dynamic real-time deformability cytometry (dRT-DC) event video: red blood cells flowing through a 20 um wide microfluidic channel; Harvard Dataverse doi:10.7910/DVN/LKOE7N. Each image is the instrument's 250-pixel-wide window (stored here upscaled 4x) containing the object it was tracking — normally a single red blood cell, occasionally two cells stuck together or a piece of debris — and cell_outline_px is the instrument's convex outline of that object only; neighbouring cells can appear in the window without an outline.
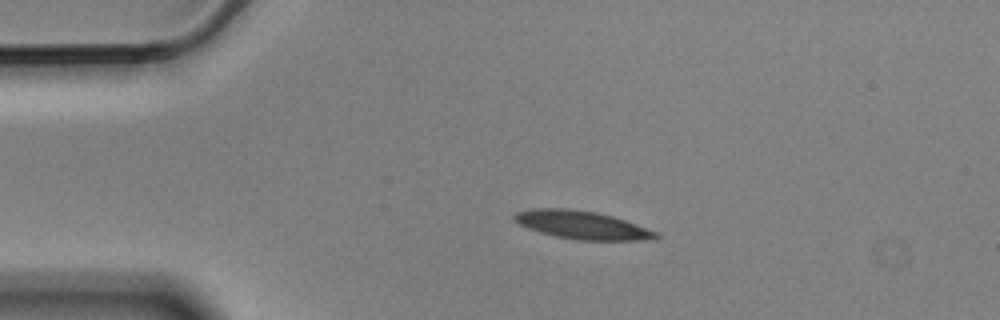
{"species": "Egyptian fruit bat (a non-hibernating species)", "species_latin": "Rousettus aegyptiacus", "temperature_condition": "cold", "stored_images_in_passage": 3, "camera_frame_rate_fps": 3000, "um_per_image_px": 0.085, "animal": {"sex": "male"}, "frame": {"image": 1, "passage_image": 2, "time_ms": 0.333, "image_size_px": [1000, 320], "cell_outline_px": [[660, 236], [640, 240], [576, 240], [556, 236], [540, 232], [528, 228], [512, 220], [512, 216], [516, 212], [536, 208], [564, 208], [592, 212], [612, 216], [660, 232]], "centroid_in_image_um": [49.44, 19.12], "position_along_channel_um": 35.6, "area_um2": 22.95}}